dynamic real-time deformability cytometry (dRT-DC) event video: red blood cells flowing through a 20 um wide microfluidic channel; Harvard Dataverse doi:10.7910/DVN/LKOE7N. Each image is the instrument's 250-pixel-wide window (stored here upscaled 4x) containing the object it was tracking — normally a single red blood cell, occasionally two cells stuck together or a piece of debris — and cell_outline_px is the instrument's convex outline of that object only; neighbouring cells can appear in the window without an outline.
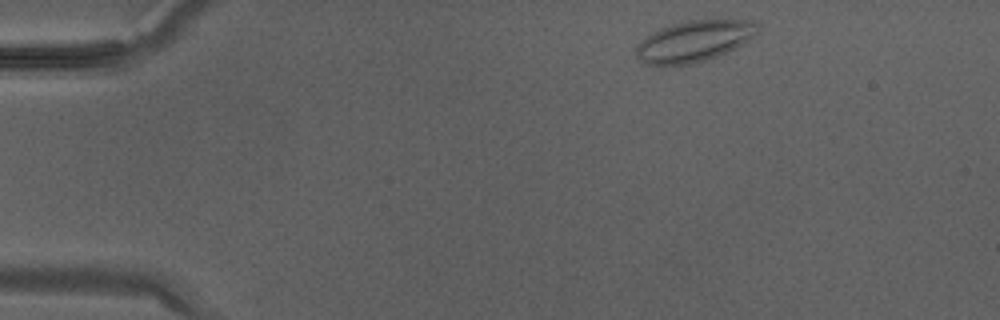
{"species": "Egyptian fruit bat (a non-hibernating species)", "species_latin": "Rousettus aegyptiacus", "temperature_condition": "warm", "stored_images_in_passage": 31, "camera_frame_rate_fps": 3000, "um_per_image_px": 0.085, "animal": {"sex": "male"}, "frame": {"image": 1, "passage_image": 1, "time_ms": 0.0, "image_size_px": [1000, 320], "cell_outline_px": [[760, 32], [748, 40], [716, 56], [704, 60], [688, 64], [660, 68], [644, 64], [636, 56], [636, 48], [652, 32], [660, 28], [672, 24], [688, 20], [752, 20], [760, 28]], "centroid_in_image_um": [58.96, 3.52], "position_along_channel_um": 26.0, "area_um2": 29.07}}
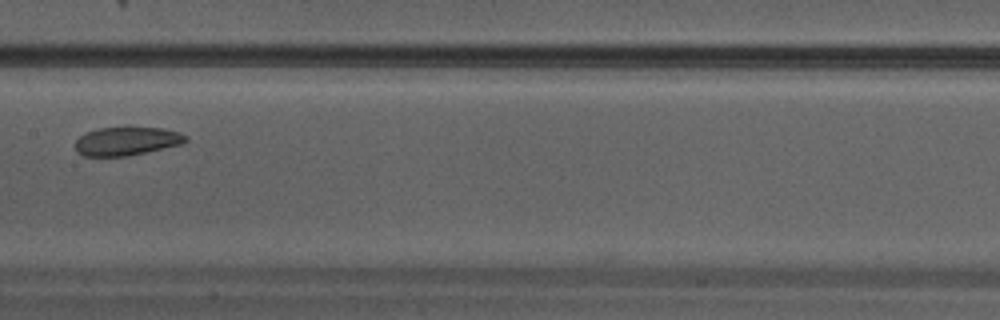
{"frame": {"image": 2, "passage_image": 14, "time_ms": 4.333, "image_size_px": [1000, 320], "cell_outline_px": [[188, 140], [184, 144], [128, 156], [84, 156], [76, 152], [76, 140], [80, 136], [88, 132], [100, 128], [128, 124], [164, 128], [180, 132], [188, 136]], "centroid_in_image_um": [10.84, 11.95], "position_along_channel_um": 196.6, "area_um2": 19.25}}